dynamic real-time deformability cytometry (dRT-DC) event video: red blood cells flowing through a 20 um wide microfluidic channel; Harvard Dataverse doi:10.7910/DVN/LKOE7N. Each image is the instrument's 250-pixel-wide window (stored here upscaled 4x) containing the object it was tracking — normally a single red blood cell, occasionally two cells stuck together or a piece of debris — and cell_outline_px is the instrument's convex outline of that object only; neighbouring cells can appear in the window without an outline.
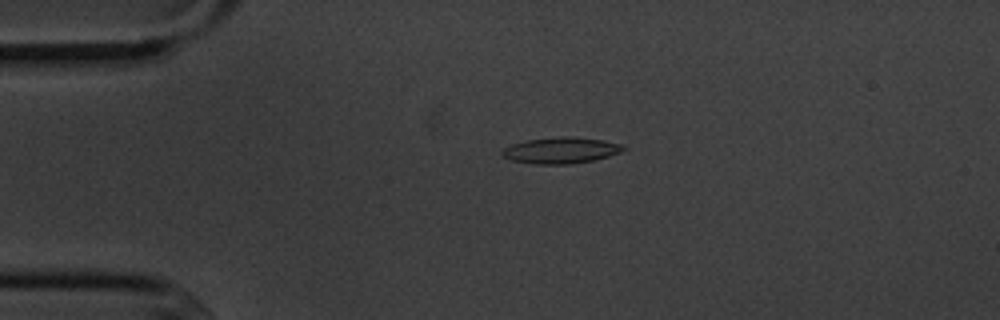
{"species": "common noctule bat (a hibernating species)", "species_latin": "Nyctalus noctula", "temperature_condition": "cold", "stored_images_in_passage": 3, "camera_frame_rate_fps": 3000, "um_per_image_px": 0.085, "animal": {"sex": "male", "body_mass_g": 20.1, "forearm_length_mm": 53.5}, "frame": {"image": 1, "passage_image": 2, "time_ms": 1.333, "image_size_px": [1000, 320], "cell_outline_px": [[628, 148], [620, 152], [608, 156], [592, 160], [572, 164], [536, 164], [512, 160], [504, 156], [500, 152], [504, 148], [512, 144], [528, 140], [560, 136], [572, 136], [604, 140], [620, 144]], "centroid_in_image_um": [47.69, 12.77], "position_along_channel_um": 37.3, "area_um2": 18.38}}